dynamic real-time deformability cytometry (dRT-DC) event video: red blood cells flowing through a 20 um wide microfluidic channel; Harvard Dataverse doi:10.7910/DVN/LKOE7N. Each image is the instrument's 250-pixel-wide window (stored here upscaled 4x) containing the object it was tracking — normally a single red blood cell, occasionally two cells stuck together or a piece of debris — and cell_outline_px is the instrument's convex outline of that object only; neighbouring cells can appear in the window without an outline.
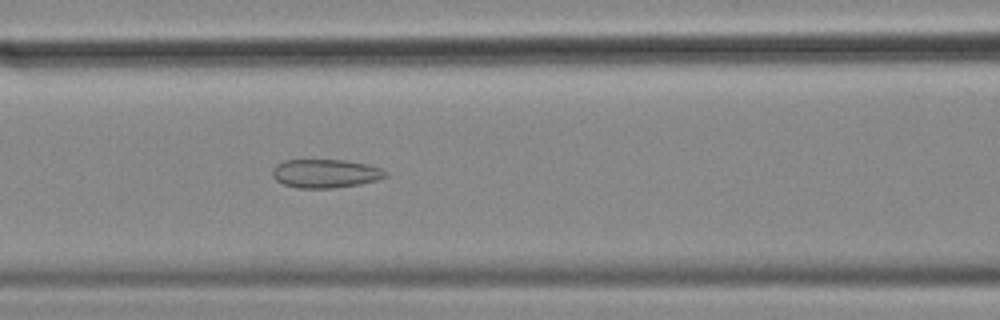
{"species": "common noctule bat (a hibernating species)", "species_latin": "Nyctalus noctula", "temperature_condition": "cold", "stored_images_in_passage": 45, "camera_frame_rate_fps": 3000, "um_per_image_px": 0.085, "animal": {"sex": "female", "body_mass_g": 18.4}, "frame": {"image": 1, "passage_image": 12, "time_ms": 3.667, "image_size_px": [1000, 320], "cell_outline_px": [[388, 176], [376, 180], [360, 184], [332, 188], [300, 188], [284, 184], [276, 180], [272, 176], [272, 168], [276, 164], [284, 160], [344, 160], [368, 164], [380, 168], [388, 172]], "centroid_in_image_um": [27.66, 14.74], "position_along_channel_um": 138.9, "area_um2": 18.9}}
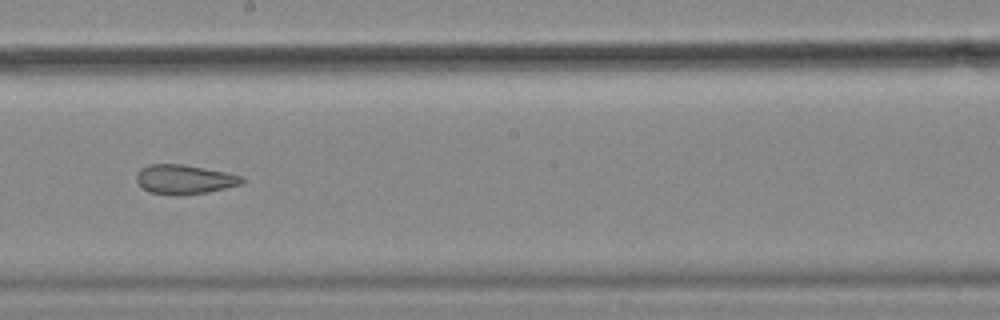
{"frame": {"image": 2, "passage_image": 20, "time_ms": 6.333, "image_size_px": [1000, 320], "cell_outline_px": [[244, 180], [240, 184], [224, 188], [204, 192], [180, 196], [176, 196], [152, 192], [144, 188], [136, 180], [136, 172], [140, 168], [148, 164], [184, 164], [244, 176]], "centroid_in_image_um": [15.64, 15.23], "position_along_channel_um": 232.6, "area_um2": 17.92}}
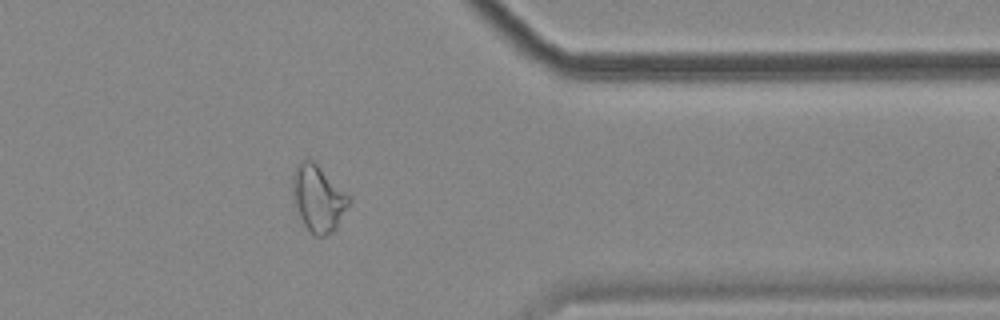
{"frame": {"image": 3, "passage_image": 34, "time_ms": 11.0, "image_size_px": [1000, 320], "cell_outline_px": [[352, 196], [336, 228], [332, 232], [324, 236], [316, 236], [304, 224], [300, 216], [296, 204], [292, 184], [292, 176], [296, 164], [300, 160], [308, 156]], "centroid_in_image_um": [27.06, 16.79], "position_along_channel_um": 384.3, "area_um2": 21.62}, "authors_computed_cell_mechanics": {"area_um2": 20.7502, "velocity_mm_per_s": 3.5338, "shape_relaxation_time_tau1_ms": null, "shape_relaxation_time_tau2_ms": 2.3262, "deformation_change_tau1": null, "deformation_change_tau2": 0.0929}}